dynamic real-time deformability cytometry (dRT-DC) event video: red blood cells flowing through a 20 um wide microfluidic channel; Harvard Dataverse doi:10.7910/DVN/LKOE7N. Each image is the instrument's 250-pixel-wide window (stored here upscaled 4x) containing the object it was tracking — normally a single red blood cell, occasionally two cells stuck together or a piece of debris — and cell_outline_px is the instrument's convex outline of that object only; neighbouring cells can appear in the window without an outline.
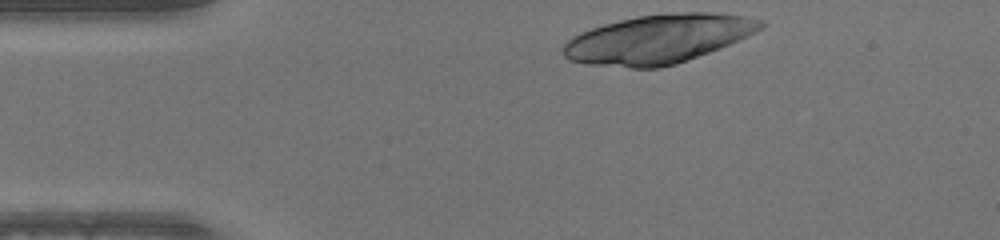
{"species": "human", "species_latin": "Homo sapiens", "temperature_condition": "warm", "stored_images_in_passage": 36, "camera_frame_rate_fps": 3000, "um_per_image_px": 0.085, "donor": {"sex": "male"}, "frame": {"image": 1, "passage_image": 1, "time_ms": 0.0, "image_size_px": [1000, 240], "cell_outline_px": [[768, 24], [764, 28], [756, 32], [720, 48], [676, 64], [660, 68], [632, 68], [584, 64], [568, 60], [564, 56], [564, 44], [572, 36], [580, 32], [604, 24], [636, 16], [684, 12], [716, 12], [744, 16], [764, 20]], "centroid_in_image_um": [55.97, 3.32], "position_along_channel_um": 29.0, "area_um2": 56.36}}
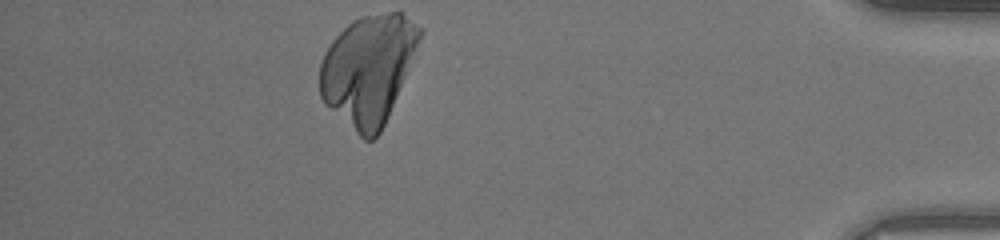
{"frame": {"image": 2, "passage_image": 36, "time_ms": 11.667, "image_size_px": [1000, 240], "cell_outline_px": [[424, 32], [388, 116], [380, 132], [372, 140], [364, 140], [324, 104], [320, 96], [320, 64], [324, 52], [332, 40], [352, 20], [364, 16], [388, 12], [400, 12], [420, 28]], "centroid_in_image_um": [31.28, 5.91], "position_along_channel_um": 403.9, "area_um2": 63.06}}